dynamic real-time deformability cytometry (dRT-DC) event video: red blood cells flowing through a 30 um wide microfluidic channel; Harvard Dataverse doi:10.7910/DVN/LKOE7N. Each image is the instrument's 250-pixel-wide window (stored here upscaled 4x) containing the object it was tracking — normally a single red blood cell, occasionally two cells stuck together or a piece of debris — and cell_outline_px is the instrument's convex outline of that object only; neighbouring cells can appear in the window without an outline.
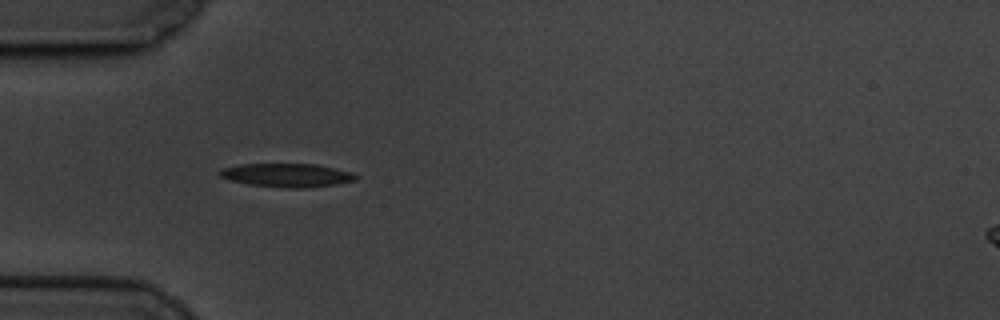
{"species": "common noctule bat (a hibernating species)", "species_latin": "Nyctalus noctula", "temperature_condition": "cold", "stored_images_in_passage": 42, "camera_frame_rate_fps": 3000, "um_per_image_px": 0.085, "animal": {"sex": "male", "body_mass_g": 19.5, "forearm_length_mm": 54.6}, "frame": {"image": 1, "passage_image": 1, "time_ms": 0.0, "image_size_px": [1000, 320], "cell_outline_px": [[360, 176], [356, 180], [336, 184], [308, 188], [288, 188], [248, 184], [228, 180], [220, 176], [216, 172], [224, 168], [240, 164], [316, 164], [336, 168], [352, 172]], "centroid_in_image_um": [24.41, 14.89], "position_along_channel_um": 60.6, "area_um2": 18.84}}
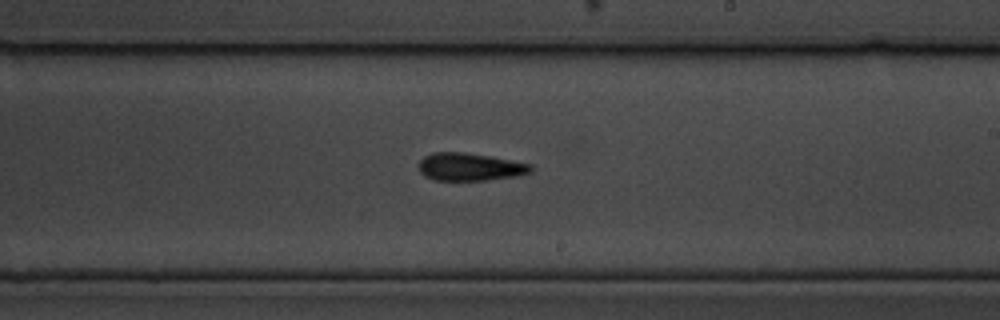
{"frame": {"image": 2, "passage_image": 18, "time_ms": 5.667, "image_size_px": [1000, 320], "cell_outline_px": [[532, 172], [516, 176], [484, 180], [436, 180], [424, 176], [420, 172], [420, 160], [424, 156], [432, 152], [464, 152], [488, 156], [532, 164]], "centroid_in_image_um": [39.93, 14.18], "position_along_channel_um": 249.1, "area_um2": 17.98}}
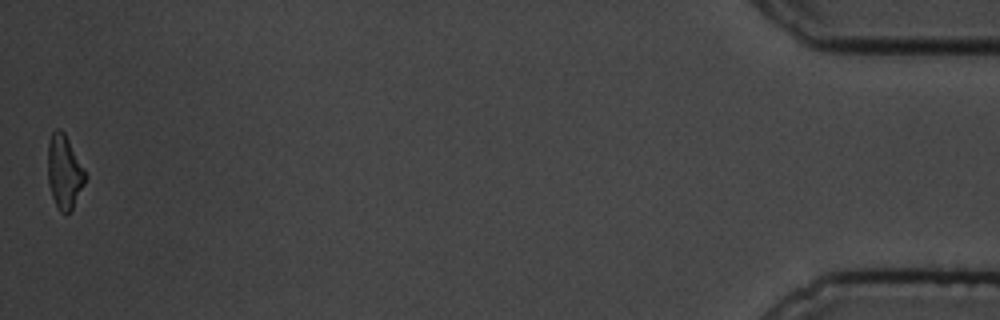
{"frame": {"image": 3, "passage_image": 42, "time_ms": 13.667, "image_size_px": [1000, 320], "cell_outline_px": [[88, 176], [72, 208], [68, 212], [60, 212], [52, 196], [48, 184], [48, 144], [52, 132], [56, 128], [60, 128], [64, 132]], "centroid_in_image_um": [5.46, 14.58], "position_along_channel_um": 429.7, "area_um2": 15.9}, "authors_computed_cell_mechanics": {"area_um2": 17.6579, "velocity_mm_per_s": 3.3913, "shape_relaxation_time_tau1_ms": 4.4951, "shape_relaxation_time_tau2_ms": 8.0665, "deformation_change_tau1": 0.172, "deformation_change_tau2": 0.2034}}